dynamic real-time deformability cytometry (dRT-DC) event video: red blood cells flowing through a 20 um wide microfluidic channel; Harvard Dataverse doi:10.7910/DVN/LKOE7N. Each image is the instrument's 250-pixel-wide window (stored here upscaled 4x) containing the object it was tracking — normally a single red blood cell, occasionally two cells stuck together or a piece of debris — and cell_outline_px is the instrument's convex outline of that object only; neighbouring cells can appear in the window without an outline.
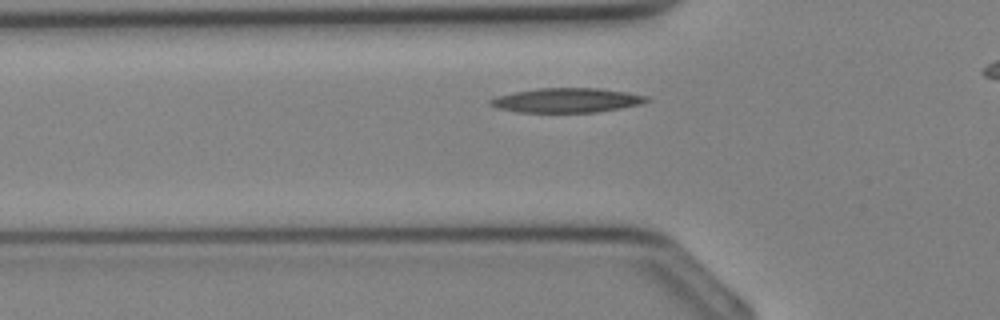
{"species": "Egyptian fruit bat (a non-hibernating species)", "species_latin": "Rousettus aegyptiacus", "temperature_condition": "cold", "stored_images_in_passage": 21, "camera_frame_rate_fps": 3000, "um_per_image_px": 0.085, "animal": {"sex": "female"}, "frame": {"image": 1, "passage_image": 2, "time_ms": 0.333, "image_size_px": [1000, 320], "cell_outline_px": [[652, 100], [640, 104], [620, 108], [596, 112], [516, 112], [496, 108], [488, 104], [488, 100], [496, 96], [512, 92], [536, 88], [600, 88], [628, 92], [648, 96]], "centroid_in_image_um": [48.14, 8.52], "position_along_channel_um": 77.7, "area_um2": 22.54}}
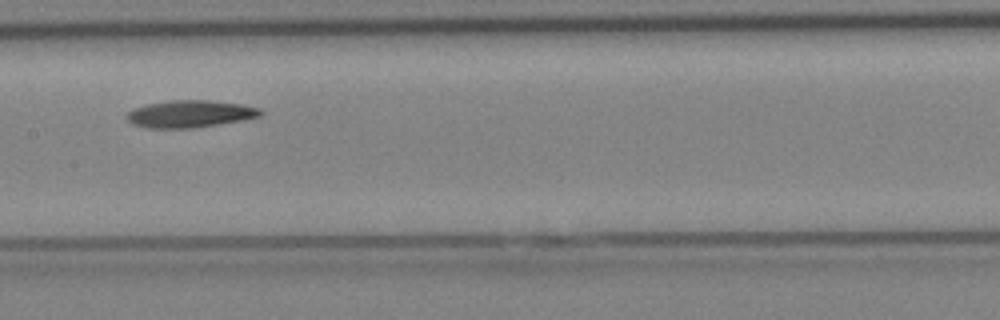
{"frame": {"image": 2, "passage_image": 8, "time_ms": 2.333, "image_size_px": [1000, 320], "cell_outline_px": [[264, 112], [260, 116], [244, 120], [192, 128], [148, 128], [132, 124], [124, 116], [132, 108], [148, 104], [168, 100], [208, 100], [244, 104], [260, 108]], "centroid_in_image_um": [16.15, 9.67], "position_along_channel_um": 191.2, "area_um2": 21.39}}
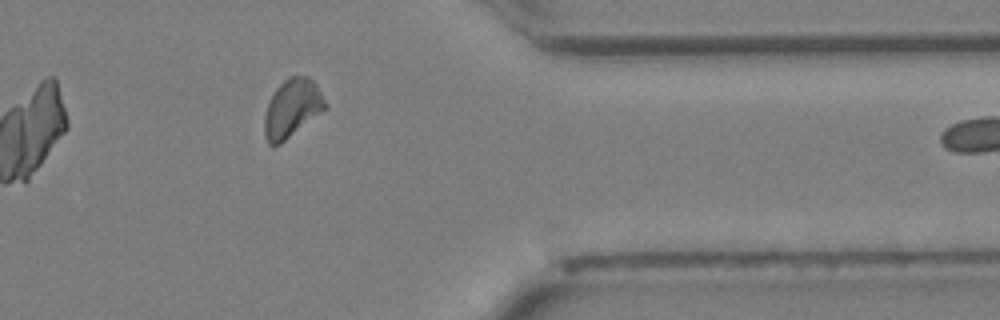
{"frame": {"image": 3, "passage_image": 19, "time_ms": 6.0, "image_size_px": [1000, 320], "cell_outline_px": [[328, 108], [280, 144], [268, 144], [264, 136], [264, 116], [268, 104], [276, 88], [288, 76], [308, 76], [316, 84], [328, 104]], "centroid_in_image_um": [24.85, 9.2], "position_along_channel_um": 386.6, "area_um2": 20.63}}